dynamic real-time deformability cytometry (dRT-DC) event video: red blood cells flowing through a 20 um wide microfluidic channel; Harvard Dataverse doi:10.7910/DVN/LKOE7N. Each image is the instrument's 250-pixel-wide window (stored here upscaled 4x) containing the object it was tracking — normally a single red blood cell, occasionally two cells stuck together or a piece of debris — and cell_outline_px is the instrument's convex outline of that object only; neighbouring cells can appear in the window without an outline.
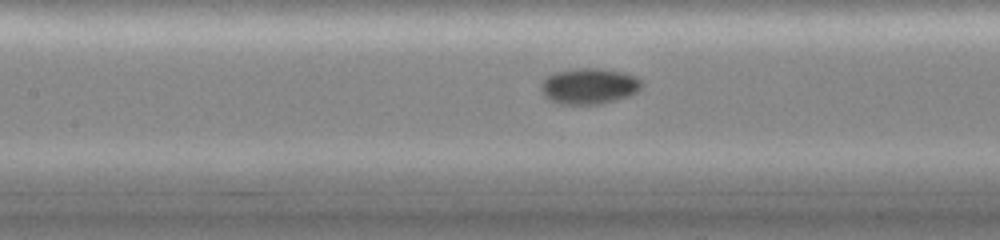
{"species": "common noctule bat (a hibernating species)", "species_latin": "Nyctalus noctula", "temperature_condition": "cold", "stored_images_in_passage": 47, "camera_frame_rate_fps": 3000, "um_per_image_px": 0.085, "animal": {"sex": "female", "body_mass_g": 19.0, "forearm_length_mm": 51.5}, "frame": {"image": 1, "passage_image": 21, "time_ms": 6.667, "image_size_px": [1000, 240], "cell_outline_px": [[644, 84], [636, 92], [628, 96], [600, 104], [560, 104], [548, 100], [544, 96], [540, 88], [540, 84], [552, 72], [576, 68], [596, 68], [624, 72], [636, 76], [644, 80]], "centroid_in_image_um": [50.07, 7.31], "position_along_channel_um": 157.3, "area_um2": 21.33}}
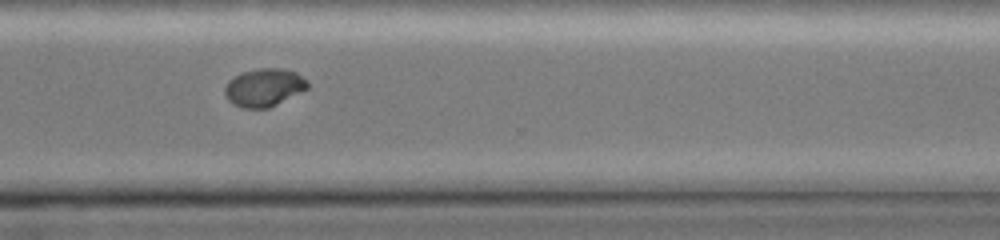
{"frame": {"image": 2, "passage_image": 35, "time_ms": 11.333, "image_size_px": [1000, 240], "cell_outline_px": [[308, 88], [268, 108], [244, 108], [232, 104], [228, 100], [224, 92], [224, 88], [228, 80], [240, 72], [260, 68], [280, 68], [296, 72], [308, 80]], "centroid_in_image_um": [22.42, 7.42], "position_along_channel_um": 348.2, "area_um2": 18.32}}
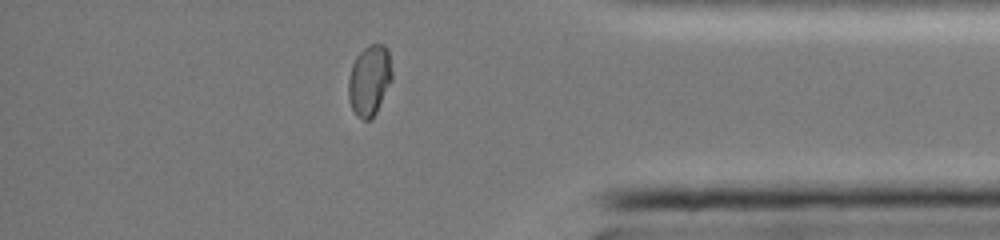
{"frame": {"image": 3, "passage_image": 40, "time_ms": 13.0, "image_size_px": [1000, 240], "cell_outline_px": [[392, 80], [372, 120], [364, 120], [352, 108], [348, 100], [348, 80], [352, 64], [356, 56], [368, 44], [384, 44], [388, 48], [392, 72]], "centroid_in_image_um": [31.41, 6.8], "position_along_channel_um": 403.8, "area_um2": 17.98}}